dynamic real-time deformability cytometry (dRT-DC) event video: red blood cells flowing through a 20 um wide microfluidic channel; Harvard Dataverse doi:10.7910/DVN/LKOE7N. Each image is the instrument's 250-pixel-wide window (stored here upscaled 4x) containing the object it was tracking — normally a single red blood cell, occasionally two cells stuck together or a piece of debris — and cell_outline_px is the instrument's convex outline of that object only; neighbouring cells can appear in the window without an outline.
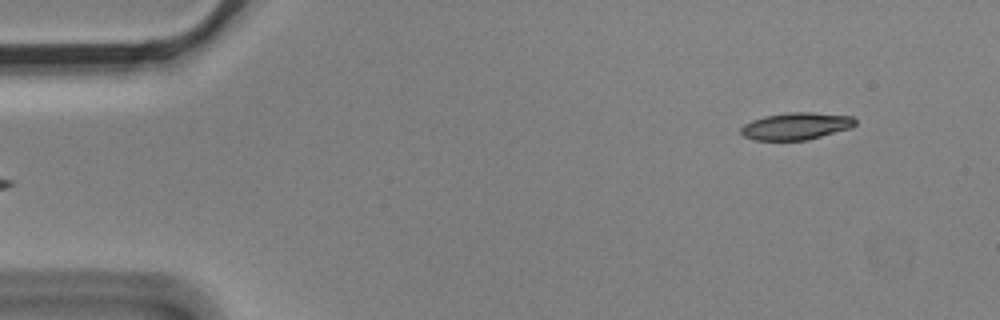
{"species": "Egyptian fruit bat (a non-hibernating species)", "species_latin": "Rousettus aegyptiacus", "temperature_condition": "cold", "stored_images_in_passage": 5, "segment_of_instrument_passage": [2, 2], "camera_frame_rate_fps": 3000, "um_per_image_px": 0.085, "animal": {"sex": "male"}, "frame": {"image": 1, "passage_image": 5, "time_ms": 1.333, "image_size_px": [1000, 320], "cell_outline_px": [[856, 124], [852, 128], [808, 140], [752, 140], [744, 136], [740, 132], [740, 128], [744, 124], [752, 120], [764, 116], [788, 112], [812, 112], [852, 116], [856, 120]], "centroid_in_image_um": [67.67, 10.72], "position_along_channel_um": 17.3, "area_um2": 18.26}}